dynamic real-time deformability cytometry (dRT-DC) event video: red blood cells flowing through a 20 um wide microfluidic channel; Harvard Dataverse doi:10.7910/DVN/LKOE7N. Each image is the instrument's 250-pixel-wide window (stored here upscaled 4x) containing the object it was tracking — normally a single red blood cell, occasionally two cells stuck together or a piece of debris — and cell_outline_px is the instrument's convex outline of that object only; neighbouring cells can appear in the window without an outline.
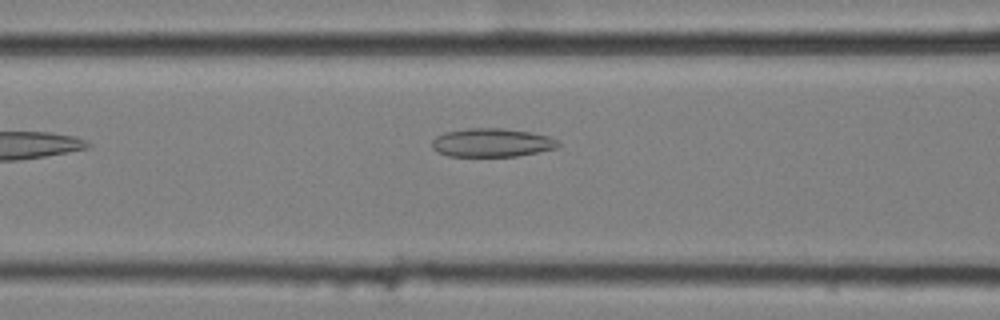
{"species": "common noctule bat (a hibernating species)", "species_latin": "Nyctalus noctula", "temperature_condition": "cold", "stored_images_in_passage": 6, "camera_frame_rate_fps": 3000, "um_per_image_px": 0.085, "animal": {"sex": "female", "body_mass_g": 25.1}, "frame": {"image": 1, "passage_image": 5, "time_ms": 1.333, "image_size_px": [1000, 320], "cell_outline_px": [[560, 148], [516, 156], [448, 156], [432, 148], [432, 140], [436, 136], [444, 132], [468, 128], [504, 128], [528, 132], [548, 136], [560, 140]], "centroid_in_image_um": [41.84, 12.12], "position_along_channel_um": 124.8, "area_um2": 21.1}}
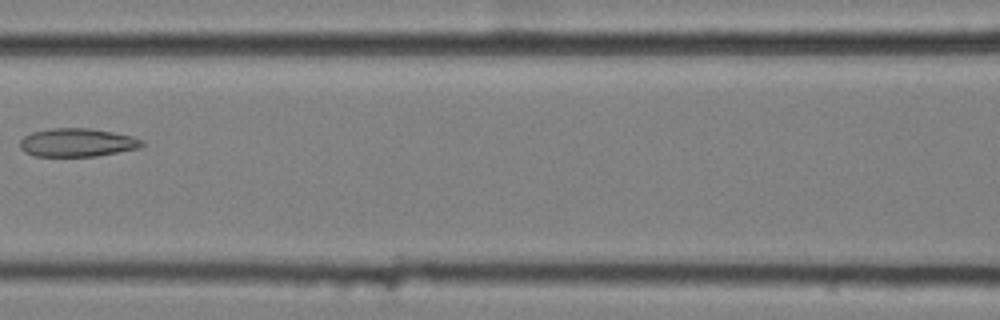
{"frame": {"image": 2, "passage_image": 6, "time_ms": 1.667, "image_size_px": [1000, 320], "cell_outline_px": [[144, 144], [140, 148], [96, 156], [36, 156], [24, 152], [20, 148], [20, 140], [24, 136], [32, 132], [52, 128], [88, 128], [112, 132], [132, 136], [144, 140]], "centroid_in_image_um": [6.57, 12.11], "position_along_channel_um": 160.0, "area_um2": 20.17}}